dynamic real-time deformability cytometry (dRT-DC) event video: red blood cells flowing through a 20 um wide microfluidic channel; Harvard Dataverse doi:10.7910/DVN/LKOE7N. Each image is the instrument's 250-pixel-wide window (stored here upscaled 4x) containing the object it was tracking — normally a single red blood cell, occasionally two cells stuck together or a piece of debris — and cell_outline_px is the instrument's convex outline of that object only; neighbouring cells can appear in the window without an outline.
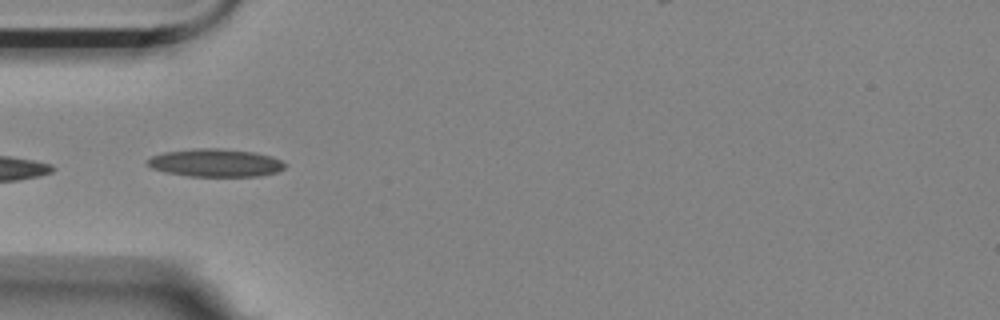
{"species": "Egyptian fruit bat (a non-hibernating species)", "species_latin": "Rousettus aegyptiacus", "temperature_condition": "room temperature", "stored_images_in_passage": 6, "camera_frame_rate_fps": 3000, "um_per_image_px": 0.085, "animal": {"sex": "female"}, "frame": {"image": 1, "passage_image": 5, "time_ms": 1.333, "image_size_px": [1000, 320], "cell_outline_px": [[288, 164], [284, 168], [276, 172], [256, 176], [188, 176], [168, 172], [152, 168], [144, 160], [152, 156], [164, 152], [192, 148], [220, 148], [256, 152], [272, 156]], "centroid_in_image_um": [18.32, 13.82], "position_along_channel_um": 66.7, "area_um2": 22.43}}
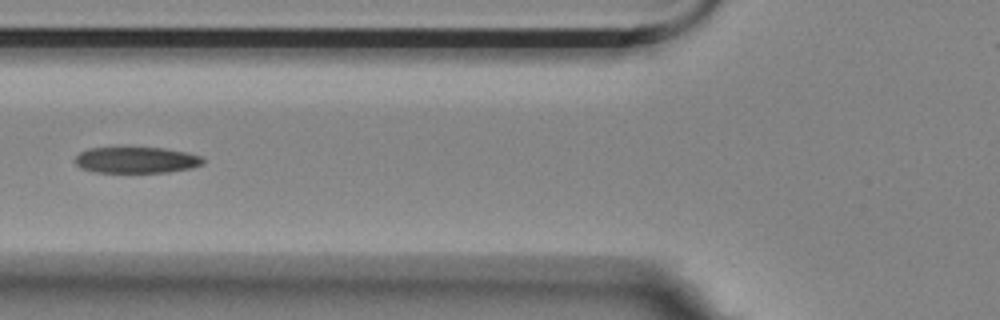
{"frame": {"image": 2, "passage_image": 6, "time_ms": 1.667, "image_size_px": [1000, 320], "cell_outline_px": [[204, 164], [192, 168], [168, 172], [92, 172], [80, 168], [76, 164], [76, 156], [80, 152], [88, 148], [164, 148], [184, 152], [200, 156], [204, 160]], "centroid_in_image_um": [11.58, 13.61], "position_along_channel_um": 114.2, "area_um2": 19.42}}